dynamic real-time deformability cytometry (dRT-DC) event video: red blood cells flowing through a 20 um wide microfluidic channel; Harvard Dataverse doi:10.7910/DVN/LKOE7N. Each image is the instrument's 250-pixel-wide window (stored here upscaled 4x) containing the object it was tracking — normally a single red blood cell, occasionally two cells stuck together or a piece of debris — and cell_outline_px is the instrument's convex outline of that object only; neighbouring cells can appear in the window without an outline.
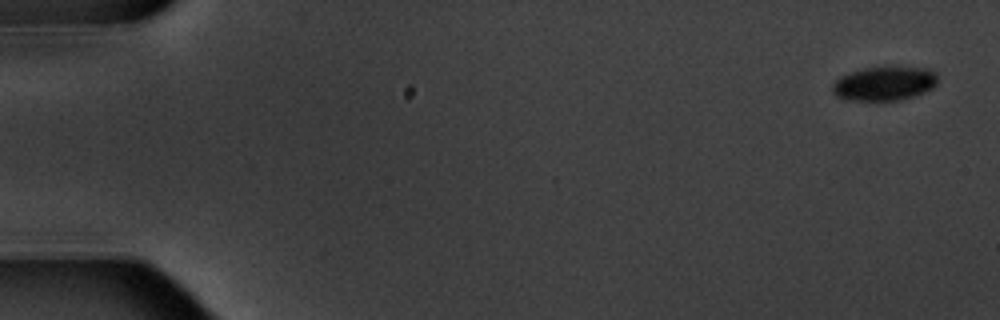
{"species": "common noctule bat (a hibernating species)", "species_latin": "Nyctalus noctula", "temperature_condition": "warm", "stored_images_in_passage": 6, "camera_frame_rate_fps": 3000, "um_per_image_px": 0.085, "animal": {"sex": "male", "body_mass_g": 20.1, "forearm_length_mm": 53.5}, "frame": {"image": 1, "passage_image": 1, "time_ms": 0.0, "image_size_px": [1000, 320], "cell_outline_px": [[936, 84], [932, 88], [924, 92], [900, 100], [848, 100], [836, 96], [832, 92], [832, 84], [840, 76], [864, 68], [888, 64], [928, 68], [936, 72]], "centroid_in_image_um": [75.18, 7.05], "position_along_channel_um": 9.8, "area_um2": 21.44}}
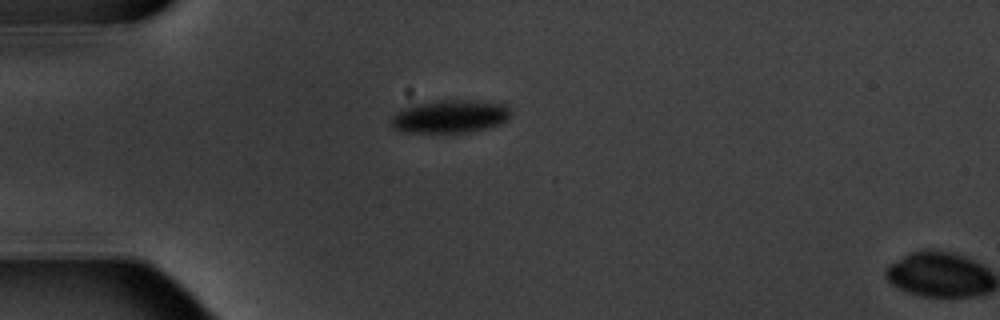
{"frame": {"image": 2, "passage_image": 5, "time_ms": 4.667, "image_size_px": [1000, 320], "cell_outline_px": [[512, 112], [508, 120], [500, 124], [488, 128], [468, 132], [404, 132], [392, 128], [388, 120], [396, 112], [408, 104], [436, 100], [480, 100], [508, 104]], "centroid_in_image_um": [38.25, 9.87], "position_along_channel_um": 46.8, "area_um2": 23.76}}